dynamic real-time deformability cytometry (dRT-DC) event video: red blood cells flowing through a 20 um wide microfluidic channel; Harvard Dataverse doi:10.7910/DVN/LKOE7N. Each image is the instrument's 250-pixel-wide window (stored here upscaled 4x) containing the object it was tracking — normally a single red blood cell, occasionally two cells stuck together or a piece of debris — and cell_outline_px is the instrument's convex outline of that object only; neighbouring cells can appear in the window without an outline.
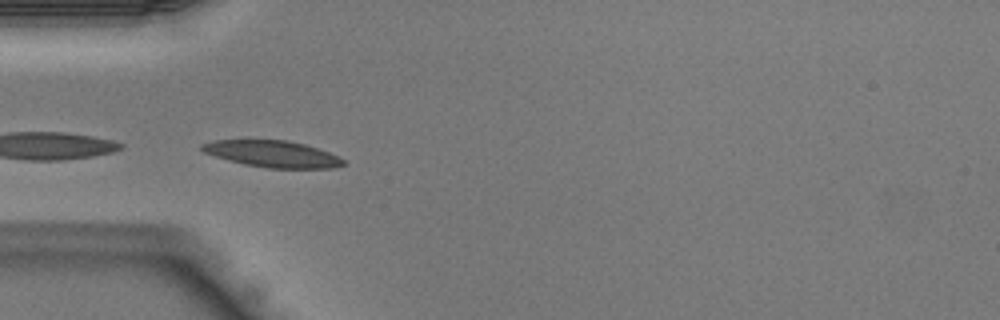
{"species": "Egyptian fruit bat (a non-hibernating species)", "species_latin": "Rousettus aegyptiacus", "temperature_condition": "warm", "stored_images_in_passage": 5, "camera_frame_rate_fps": 3000, "um_per_image_px": 0.085, "animal": {"sex": "male"}, "frame": {"image": 1, "passage_image": 1, "time_ms": 0.0, "image_size_px": [1000, 320], "cell_outline_px": [[344, 164], [332, 168], [268, 168], [244, 164], [228, 160], [204, 152], [200, 148], [200, 144], [212, 140], [288, 140], [304, 144], [340, 156], [344, 160]], "centroid_in_image_um": [23.14, 13.08], "position_along_channel_um": 61.9, "area_um2": 21.79}}